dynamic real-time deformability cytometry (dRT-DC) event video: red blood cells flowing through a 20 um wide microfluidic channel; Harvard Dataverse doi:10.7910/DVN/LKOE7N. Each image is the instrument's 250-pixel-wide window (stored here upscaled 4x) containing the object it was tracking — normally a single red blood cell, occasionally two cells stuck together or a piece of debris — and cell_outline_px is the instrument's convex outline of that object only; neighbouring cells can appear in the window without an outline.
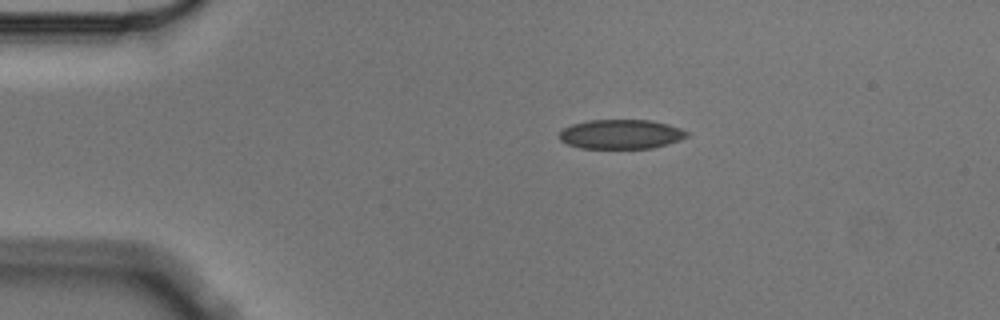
{"species": "Egyptian fruit bat (a non-hibernating species)", "species_latin": "Rousettus aegyptiacus", "temperature_condition": "cold", "stored_images_in_passage": 2, "camera_frame_rate_fps": 3000, "um_per_image_px": 0.085, "animal": {"sex": "male"}, "frame": {"image": 1, "passage_image": 1, "time_ms": 0.0, "image_size_px": [1000, 320], "cell_outline_px": [[688, 136], [680, 140], [668, 144], [652, 148], [580, 148], [568, 144], [560, 140], [560, 132], [564, 128], [572, 124], [588, 120], [652, 120], [668, 124], [680, 128], [688, 132]], "centroid_in_image_um": [52.8, 11.4], "position_along_channel_um": 32.2, "area_um2": 21.85}}